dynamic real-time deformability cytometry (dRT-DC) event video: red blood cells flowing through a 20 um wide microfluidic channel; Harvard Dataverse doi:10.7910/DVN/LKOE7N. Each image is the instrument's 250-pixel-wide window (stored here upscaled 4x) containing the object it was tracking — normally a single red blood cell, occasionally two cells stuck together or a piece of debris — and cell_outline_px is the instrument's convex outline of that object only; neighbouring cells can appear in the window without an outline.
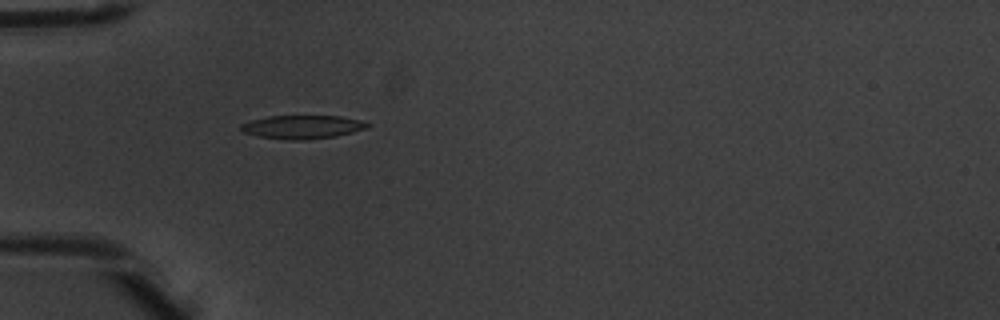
{"species": "common noctule bat (a hibernating species)", "species_latin": "Nyctalus noctula", "temperature_condition": "warm", "stored_images_in_passage": 5, "camera_frame_rate_fps": 3000, "um_per_image_px": 0.085, "animal": {"sex": "male", "body_mass_g": 20.1, "forearm_length_mm": 53.5}, "frame": {"image": 1, "passage_image": 5, "time_ms": 1.333, "image_size_px": [1000, 320], "cell_outline_px": [[372, 124], [368, 128], [336, 136], [308, 140], [288, 140], [256, 136], [244, 132], [240, 128], [240, 124], [252, 120], [268, 116], [340, 116], [360, 120]], "centroid_in_image_um": [25.71, 10.8], "position_along_channel_um": 59.3, "area_um2": 17.4}}